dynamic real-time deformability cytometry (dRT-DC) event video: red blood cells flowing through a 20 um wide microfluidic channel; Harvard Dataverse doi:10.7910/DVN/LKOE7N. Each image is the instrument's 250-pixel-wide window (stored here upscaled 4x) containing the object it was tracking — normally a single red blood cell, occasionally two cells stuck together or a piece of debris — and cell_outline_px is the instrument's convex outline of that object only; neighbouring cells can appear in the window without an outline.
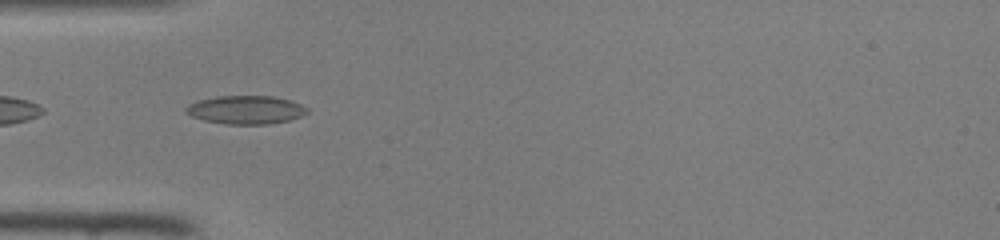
{"species": "common noctule bat (a hibernating species)", "species_latin": "Nyctalus noctula", "temperature_condition": "room temperature", "stored_images_in_passage": 43, "camera_frame_rate_fps": 3000, "um_per_image_px": 0.085, "animal": {"sex": "female", "body_mass_g": 22.0, "forearm_length_mm": 56.7}, "frame": {"image": 1, "passage_image": 14, "time_ms": 4.333, "image_size_px": [1000, 240], "cell_outline_px": [[308, 112], [300, 116], [288, 120], [268, 124], [224, 124], [204, 120], [192, 116], [184, 112], [184, 108], [188, 104], [200, 100], [216, 96], [272, 96], [288, 100], [300, 104], [308, 108]], "centroid_in_image_um": [20.85, 9.33], "position_along_channel_um": 64.1, "area_um2": 19.94}}
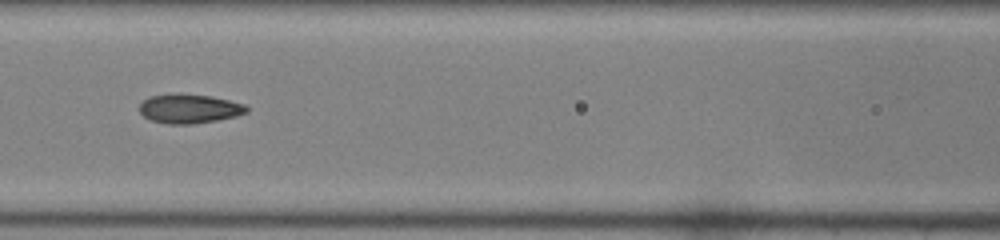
{"frame": {"image": 2, "passage_image": 20, "time_ms": 6.333, "image_size_px": [1000, 240], "cell_outline_px": [[248, 112], [236, 116], [216, 120], [192, 124], [168, 124], [152, 120], [144, 116], [140, 112], [140, 104], [144, 100], [152, 96], [172, 92], [180, 92], [212, 96], [244, 104], [248, 108]], "centroid_in_image_um": [16.09, 9.21], "position_along_channel_um": 150.5, "area_um2": 18.38}}
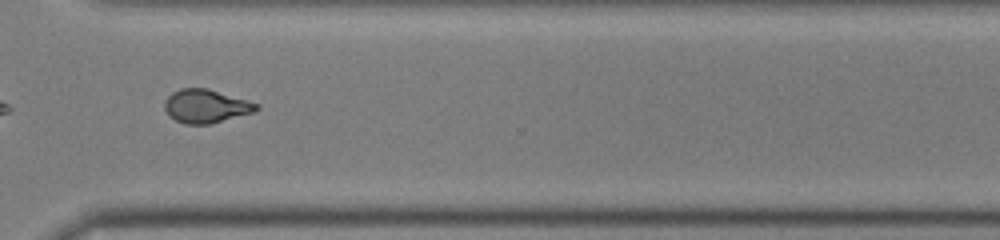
{"frame": {"image": 3, "passage_image": 34, "time_ms": 11.0, "image_size_px": [1000, 240], "cell_outline_px": [[260, 108], [256, 112], [208, 124], [184, 124], [176, 120], [164, 108], [164, 104], [168, 96], [172, 92], [180, 88], [208, 88], [260, 104]], "centroid_in_image_um": [17.54, 9.01], "position_along_channel_um": 353.1, "area_um2": 17.86}}